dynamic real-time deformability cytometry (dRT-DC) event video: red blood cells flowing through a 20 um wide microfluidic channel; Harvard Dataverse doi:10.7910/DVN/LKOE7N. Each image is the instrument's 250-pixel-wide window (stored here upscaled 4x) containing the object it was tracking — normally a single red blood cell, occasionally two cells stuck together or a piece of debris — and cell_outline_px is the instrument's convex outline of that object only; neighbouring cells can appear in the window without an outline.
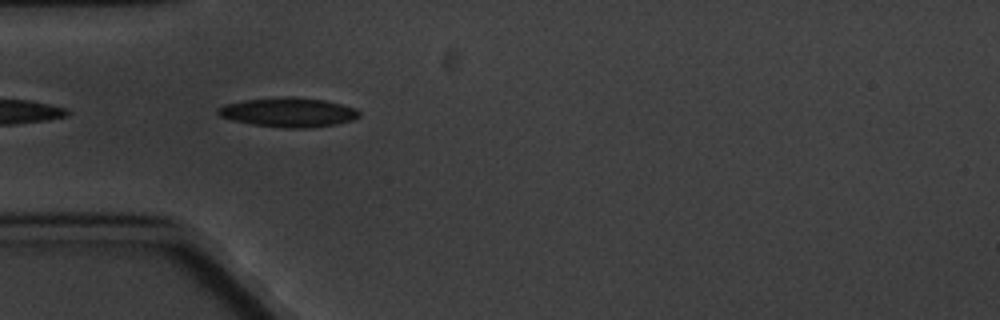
{"species": "common noctule bat (a hibernating species)", "species_latin": "Nyctalus noctula", "temperature_condition": "cold", "stored_images_in_passage": 7, "camera_frame_rate_fps": 3000, "um_per_image_px": 0.085, "animal": {"sex": "male", "body_mass_g": 20.1, "forearm_length_mm": 53.5}, "frame": {"image": 1, "passage_image": 5, "time_ms": 5.667, "image_size_px": [1000, 320], "cell_outline_px": [[360, 116], [352, 120], [336, 124], [308, 128], [284, 128], [252, 124], [232, 120], [220, 116], [216, 112], [216, 108], [224, 104], [244, 100], [280, 96], [292, 96], [324, 100], [356, 108], [360, 112]], "centroid_in_image_um": [24.49, 9.54], "position_along_channel_um": 60.5, "area_um2": 24.33}}